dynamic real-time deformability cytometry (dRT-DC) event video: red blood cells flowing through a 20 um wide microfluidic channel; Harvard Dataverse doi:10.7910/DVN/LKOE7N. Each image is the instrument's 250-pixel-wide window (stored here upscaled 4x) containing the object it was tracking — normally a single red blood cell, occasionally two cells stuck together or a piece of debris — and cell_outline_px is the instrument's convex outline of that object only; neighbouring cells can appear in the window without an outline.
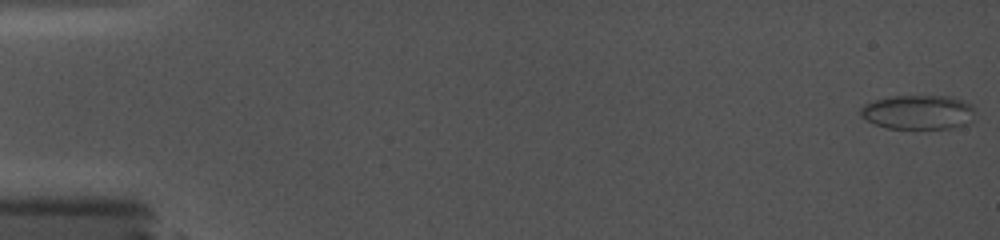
{"species": "common noctule bat (a hibernating species)", "species_latin": "Nyctalus noctula", "temperature_condition": "cold", "stored_images_in_passage": 22, "camera_frame_rate_fps": 5000, "um_per_image_px": 0.085, "animal": {"sex": "female", "body_mass_g": 19.0, "forearm_length_mm": 56.7}, "frame": {"image": 1, "passage_image": 1, "time_ms": 0.0, "image_size_px": [1000, 240], "cell_outline_px": [[972, 120], [964, 124], [952, 128], [888, 128], [876, 124], [860, 116], [860, 108], [864, 104], [876, 100], [892, 96], [948, 96], [972, 104]], "centroid_in_image_um": [78.01, 9.53], "position_along_channel_um": 7.0, "area_um2": 22.54}}
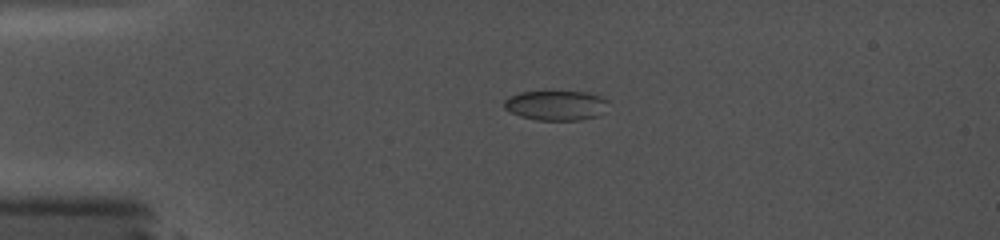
{"frame": {"image": 2, "passage_image": 13, "time_ms": 4.2, "image_size_px": [1000, 240], "cell_outline_px": [[608, 100], [604, 112], [600, 116], [580, 120], [536, 120], [520, 116], [504, 108], [504, 100], [508, 96], [520, 92], [588, 92], [600, 96]], "centroid_in_image_um": [47.27, 8.96], "position_along_channel_um": 37.7, "area_um2": 18.15}}